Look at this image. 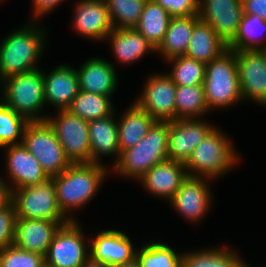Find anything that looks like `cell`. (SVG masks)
Masks as SVG:
<instances>
[{"label":"cell","mask_w":266,"mask_h":267,"mask_svg":"<svg viewBox=\"0 0 266 267\" xmlns=\"http://www.w3.org/2000/svg\"><path fill=\"white\" fill-rule=\"evenodd\" d=\"M243 267H249V265L244 262Z\"/></svg>","instance_id":"obj_45"},{"label":"cell","mask_w":266,"mask_h":267,"mask_svg":"<svg viewBox=\"0 0 266 267\" xmlns=\"http://www.w3.org/2000/svg\"><path fill=\"white\" fill-rule=\"evenodd\" d=\"M107 173L103 164L72 163L60 175L51 177L55 183L58 206L69 220L75 219L70 215L72 210L82 209L92 201Z\"/></svg>","instance_id":"obj_1"},{"label":"cell","mask_w":266,"mask_h":267,"mask_svg":"<svg viewBox=\"0 0 266 267\" xmlns=\"http://www.w3.org/2000/svg\"><path fill=\"white\" fill-rule=\"evenodd\" d=\"M204 119H175L168 122V160L186 163L193 150L215 127Z\"/></svg>","instance_id":"obj_12"},{"label":"cell","mask_w":266,"mask_h":267,"mask_svg":"<svg viewBox=\"0 0 266 267\" xmlns=\"http://www.w3.org/2000/svg\"><path fill=\"white\" fill-rule=\"evenodd\" d=\"M33 23V24H32ZM27 24L15 30L0 44V82L10 76L39 69L46 44V31L37 27L38 22Z\"/></svg>","instance_id":"obj_2"},{"label":"cell","mask_w":266,"mask_h":267,"mask_svg":"<svg viewBox=\"0 0 266 267\" xmlns=\"http://www.w3.org/2000/svg\"><path fill=\"white\" fill-rule=\"evenodd\" d=\"M242 100L266 105V51H234Z\"/></svg>","instance_id":"obj_13"},{"label":"cell","mask_w":266,"mask_h":267,"mask_svg":"<svg viewBox=\"0 0 266 267\" xmlns=\"http://www.w3.org/2000/svg\"><path fill=\"white\" fill-rule=\"evenodd\" d=\"M226 50L227 45L212 27L200 19L194 26L185 56L208 64Z\"/></svg>","instance_id":"obj_26"},{"label":"cell","mask_w":266,"mask_h":267,"mask_svg":"<svg viewBox=\"0 0 266 267\" xmlns=\"http://www.w3.org/2000/svg\"><path fill=\"white\" fill-rule=\"evenodd\" d=\"M176 119L201 118L209 109L206 104L204 86H176Z\"/></svg>","instance_id":"obj_32"},{"label":"cell","mask_w":266,"mask_h":267,"mask_svg":"<svg viewBox=\"0 0 266 267\" xmlns=\"http://www.w3.org/2000/svg\"><path fill=\"white\" fill-rule=\"evenodd\" d=\"M69 221L17 218L14 245L45 257L55 233Z\"/></svg>","instance_id":"obj_17"},{"label":"cell","mask_w":266,"mask_h":267,"mask_svg":"<svg viewBox=\"0 0 266 267\" xmlns=\"http://www.w3.org/2000/svg\"><path fill=\"white\" fill-rule=\"evenodd\" d=\"M167 146L168 122L156 121L142 140L121 153L111 169L118 176L139 180L152 166L168 160Z\"/></svg>","instance_id":"obj_4"},{"label":"cell","mask_w":266,"mask_h":267,"mask_svg":"<svg viewBox=\"0 0 266 267\" xmlns=\"http://www.w3.org/2000/svg\"><path fill=\"white\" fill-rule=\"evenodd\" d=\"M203 86L209 110L226 109L242 100L234 51L227 49L206 64Z\"/></svg>","instance_id":"obj_5"},{"label":"cell","mask_w":266,"mask_h":267,"mask_svg":"<svg viewBox=\"0 0 266 267\" xmlns=\"http://www.w3.org/2000/svg\"><path fill=\"white\" fill-rule=\"evenodd\" d=\"M172 17H188L199 14V0H154Z\"/></svg>","instance_id":"obj_39"},{"label":"cell","mask_w":266,"mask_h":267,"mask_svg":"<svg viewBox=\"0 0 266 267\" xmlns=\"http://www.w3.org/2000/svg\"><path fill=\"white\" fill-rule=\"evenodd\" d=\"M114 114L88 122L91 162L102 164L101 156H114L113 166L120 159L118 126ZM99 160V161H98Z\"/></svg>","instance_id":"obj_23"},{"label":"cell","mask_w":266,"mask_h":267,"mask_svg":"<svg viewBox=\"0 0 266 267\" xmlns=\"http://www.w3.org/2000/svg\"><path fill=\"white\" fill-rule=\"evenodd\" d=\"M200 20L198 15L188 17H172L164 39L156 49L163 58L168 60L185 55L195 24Z\"/></svg>","instance_id":"obj_27"},{"label":"cell","mask_w":266,"mask_h":267,"mask_svg":"<svg viewBox=\"0 0 266 267\" xmlns=\"http://www.w3.org/2000/svg\"><path fill=\"white\" fill-rule=\"evenodd\" d=\"M12 199L13 191L11 186L5 181L4 177H0V209L11 204Z\"/></svg>","instance_id":"obj_42"},{"label":"cell","mask_w":266,"mask_h":267,"mask_svg":"<svg viewBox=\"0 0 266 267\" xmlns=\"http://www.w3.org/2000/svg\"><path fill=\"white\" fill-rule=\"evenodd\" d=\"M64 0H32L34 9V20H38L42 15L48 14L53 11L58 5H60Z\"/></svg>","instance_id":"obj_40"},{"label":"cell","mask_w":266,"mask_h":267,"mask_svg":"<svg viewBox=\"0 0 266 267\" xmlns=\"http://www.w3.org/2000/svg\"><path fill=\"white\" fill-rule=\"evenodd\" d=\"M244 259L228 247L186 251L182 256V267H243Z\"/></svg>","instance_id":"obj_30"},{"label":"cell","mask_w":266,"mask_h":267,"mask_svg":"<svg viewBox=\"0 0 266 267\" xmlns=\"http://www.w3.org/2000/svg\"><path fill=\"white\" fill-rule=\"evenodd\" d=\"M143 88V92L135 100L140 108L159 122L176 119V85L166 73L150 75Z\"/></svg>","instance_id":"obj_11"},{"label":"cell","mask_w":266,"mask_h":267,"mask_svg":"<svg viewBox=\"0 0 266 267\" xmlns=\"http://www.w3.org/2000/svg\"><path fill=\"white\" fill-rule=\"evenodd\" d=\"M78 221L61 225L45 255L46 267H81L90 257V242L84 238Z\"/></svg>","instance_id":"obj_9"},{"label":"cell","mask_w":266,"mask_h":267,"mask_svg":"<svg viewBox=\"0 0 266 267\" xmlns=\"http://www.w3.org/2000/svg\"><path fill=\"white\" fill-rule=\"evenodd\" d=\"M265 35L266 21L257 15L243 13L238 32L227 49L231 51L265 50L266 43H262L266 42ZM262 37L265 38V41L261 40Z\"/></svg>","instance_id":"obj_29"},{"label":"cell","mask_w":266,"mask_h":267,"mask_svg":"<svg viewBox=\"0 0 266 267\" xmlns=\"http://www.w3.org/2000/svg\"><path fill=\"white\" fill-rule=\"evenodd\" d=\"M76 71L82 91L111 97L117 89V72L109 60L92 57Z\"/></svg>","instance_id":"obj_22"},{"label":"cell","mask_w":266,"mask_h":267,"mask_svg":"<svg viewBox=\"0 0 266 267\" xmlns=\"http://www.w3.org/2000/svg\"><path fill=\"white\" fill-rule=\"evenodd\" d=\"M112 267H140V266H139V263L136 260V258H134L132 261H130L128 263L118 264V265H114Z\"/></svg>","instance_id":"obj_44"},{"label":"cell","mask_w":266,"mask_h":267,"mask_svg":"<svg viewBox=\"0 0 266 267\" xmlns=\"http://www.w3.org/2000/svg\"><path fill=\"white\" fill-rule=\"evenodd\" d=\"M44 77L45 105L51 104L58 110H67L80 91L76 69L67 64L55 67Z\"/></svg>","instance_id":"obj_21"},{"label":"cell","mask_w":266,"mask_h":267,"mask_svg":"<svg viewBox=\"0 0 266 267\" xmlns=\"http://www.w3.org/2000/svg\"><path fill=\"white\" fill-rule=\"evenodd\" d=\"M0 267H45V258L13 244L0 250Z\"/></svg>","instance_id":"obj_37"},{"label":"cell","mask_w":266,"mask_h":267,"mask_svg":"<svg viewBox=\"0 0 266 267\" xmlns=\"http://www.w3.org/2000/svg\"><path fill=\"white\" fill-rule=\"evenodd\" d=\"M30 121L0 101V148L22 144L25 129Z\"/></svg>","instance_id":"obj_36"},{"label":"cell","mask_w":266,"mask_h":267,"mask_svg":"<svg viewBox=\"0 0 266 267\" xmlns=\"http://www.w3.org/2000/svg\"><path fill=\"white\" fill-rule=\"evenodd\" d=\"M173 64L171 71L166 73L176 86L203 85L206 74V64L185 55L167 60Z\"/></svg>","instance_id":"obj_34"},{"label":"cell","mask_w":266,"mask_h":267,"mask_svg":"<svg viewBox=\"0 0 266 267\" xmlns=\"http://www.w3.org/2000/svg\"><path fill=\"white\" fill-rule=\"evenodd\" d=\"M110 40L115 59L122 64H133L145 53L156 52L152 44L136 28H113L106 37Z\"/></svg>","instance_id":"obj_24"},{"label":"cell","mask_w":266,"mask_h":267,"mask_svg":"<svg viewBox=\"0 0 266 267\" xmlns=\"http://www.w3.org/2000/svg\"><path fill=\"white\" fill-rule=\"evenodd\" d=\"M182 256L163 242L145 243L135 253L140 267H182Z\"/></svg>","instance_id":"obj_33"},{"label":"cell","mask_w":266,"mask_h":267,"mask_svg":"<svg viewBox=\"0 0 266 267\" xmlns=\"http://www.w3.org/2000/svg\"><path fill=\"white\" fill-rule=\"evenodd\" d=\"M172 16L154 0H147L135 27L155 49L162 43Z\"/></svg>","instance_id":"obj_28"},{"label":"cell","mask_w":266,"mask_h":267,"mask_svg":"<svg viewBox=\"0 0 266 267\" xmlns=\"http://www.w3.org/2000/svg\"><path fill=\"white\" fill-rule=\"evenodd\" d=\"M12 202L17 218L69 220L58 206L52 178L43 183L13 190Z\"/></svg>","instance_id":"obj_8"},{"label":"cell","mask_w":266,"mask_h":267,"mask_svg":"<svg viewBox=\"0 0 266 267\" xmlns=\"http://www.w3.org/2000/svg\"><path fill=\"white\" fill-rule=\"evenodd\" d=\"M46 120L71 163L91 162L88 121L68 110H58L55 118L48 115Z\"/></svg>","instance_id":"obj_10"},{"label":"cell","mask_w":266,"mask_h":267,"mask_svg":"<svg viewBox=\"0 0 266 267\" xmlns=\"http://www.w3.org/2000/svg\"><path fill=\"white\" fill-rule=\"evenodd\" d=\"M6 153L7 175L16 190L25 186L43 183L49 179L43 171L38 160L30 153L23 144L8 145Z\"/></svg>","instance_id":"obj_18"},{"label":"cell","mask_w":266,"mask_h":267,"mask_svg":"<svg viewBox=\"0 0 266 267\" xmlns=\"http://www.w3.org/2000/svg\"><path fill=\"white\" fill-rule=\"evenodd\" d=\"M74 13L72 26L87 39L106 40L113 29L105 0H80Z\"/></svg>","instance_id":"obj_16"},{"label":"cell","mask_w":266,"mask_h":267,"mask_svg":"<svg viewBox=\"0 0 266 267\" xmlns=\"http://www.w3.org/2000/svg\"><path fill=\"white\" fill-rule=\"evenodd\" d=\"M243 13L253 14L266 21V0H242Z\"/></svg>","instance_id":"obj_41"},{"label":"cell","mask_w":266,"mask_h":267,"mask_svg":"<svg viewBox=\"0 0 266 267\" xmlns=\"http://www.w3.org/2000/svg\"><path fill=\"white\" fill-rule=\"evenodd\" d=\"M16 219L13 202L0 209V250L14 244Z\"/></svg>","instance_id":"obj_38"},{"label":"cell","mask_w":266,"mask_h":267,"mask_svg":"<svg viewBox=\"0 0 266 267\" xmlns=\"http://www.w3.org/2000/svg\"><path fill=\"white\" fill-rule=\"evenodd\" d=\"M1 100L14 112L29 121H43L45 107L44 77L40 68L31 72L10 76L1 82Z\"/></svg>","instance_id":"obj_6"},{"label":"cell","mask_w":266,"mask_h":267,"mask_svg":"<svg viewBox=\"0 0 266 267\" xmlns=\"http://www.w3.org/2000/svg\"><path fill=\"white\" fill-rule=\"evenodd\" d=\"M112 104L111 97L80 90L67 110L89 122L114 114Z\"/></svg>","instance_id":"obj_31"},{"label":"cell","mask_w":266,"mask_h":267,"mask_svg":"<svg viewBox=\"0 0 266 267\" xmlns=\"http://www.w3.org/2000/svg\"><path fill=\"white\" fill-rule=\"evenodd\" d=\"M209 177L187 176L170 200L178 214L193 223L203 219L212 203Z\"/></svg>","instance_id":"obj_15"},{"label":"cell","mask_w":266,"mask_h":267,"mask_svg":"<svg viewBox=\"0 0 266 267\" xmlns=\"http://www.w3.org/2000/svg\"><path fill=\"white\" fill-rule=\"evenodd\" d=\"M187 176L184 163L166 160L152 166L138 181L151 195L170 201Z\"/></svg>","instance_id":"obj_20"},{"label":"cell","mask_w":266,"mask_h":267,"mask_svg":"<svg viewBox=\"0 0 266 267\" xmlns=\"http://www.w3.org/2000/svg\"><path fill=\"white\" fill-rule=\"evenodd\" d=\"M155 122L152 116L133 102L117 121L120 153L142 140Z\"/></svg>","instance_id":"obj_25"},{"label":"cell","mask_w":266,"mask_h":267,"mask_svg":"<svg viewBox=\"0 0 266 267\" xmlns=\"http://www.w3.org/2000/svg\"><path fill=\"white\" fill-rule=\"evenodd\" d=\"M90 241V257L110 267L128 263L135 258L136 249L132 240L122 231L105 230Z\"/></svg>","instance_id":"obj_19"},{"label":"cell","mask_w":266,"mask_h":267,"mask_svg":"<svg viewBox=\"0 0 266 267\" xmlns=\"http://www.w3.org/2000/svg\"><path fill=\"white\" fill-rule=\"evenodd\" d=\"M113 28H135L147 0H105Z\"/></svg>","instance_id":"obj_35"},{"label":"cell","mask_w":266,"mask_h":267,"mask_svg":"<svg viewBox=\"0 0 266 267\" xmlns=\"http://www.w3.org/2000/svg\"><path fill=\"white\" fill-rule=\"evenodd\" d=\"M22 144L38 160L49 178L60 175L72 164L47 120L30 121Z\"/></svg>","instance_id":"obj_7"},{"label":"cell","mask_w":266,"mask_h":267,"mask_svg":"<svg viewBox=\"0 0 266 267\" xmlns=\"http://www.w3.org/2000/svg\"><path fill=\"white\" fill-rule=\"evenodd\" d=\"M81 267H110L104 262L96 261L92 257H89Z\"/></svg>","instance_id":"obj_43"},{"label":"cell","mask_w":266,"mask_h":267,"mask_svg":"<svg viewBox=\"0 0 266 267\" xmlns=\"http://www.w3.org/2000/svg\"><path fill=\"white\" fill-rule=\"evenodd\" d=\"M242 0H199V18L208 23L228 46L238 32Z\"/></svg>","instance_id":"obj_14"},{"label":"cell","mask_w":266,"mask_h":267,"mask_svg":"<svg viewBox=\"0 0 266 267\" xmlns=\"http://www.w3.org/2000/svg\"><path fill=\"white\" fill-rule=\"evenodd\" d=\"M230 139L214 127L193 150L185 163L188 176L219 178L241 160Z\"/></svg>","instance_id":"obj_3"}]
</instances>
